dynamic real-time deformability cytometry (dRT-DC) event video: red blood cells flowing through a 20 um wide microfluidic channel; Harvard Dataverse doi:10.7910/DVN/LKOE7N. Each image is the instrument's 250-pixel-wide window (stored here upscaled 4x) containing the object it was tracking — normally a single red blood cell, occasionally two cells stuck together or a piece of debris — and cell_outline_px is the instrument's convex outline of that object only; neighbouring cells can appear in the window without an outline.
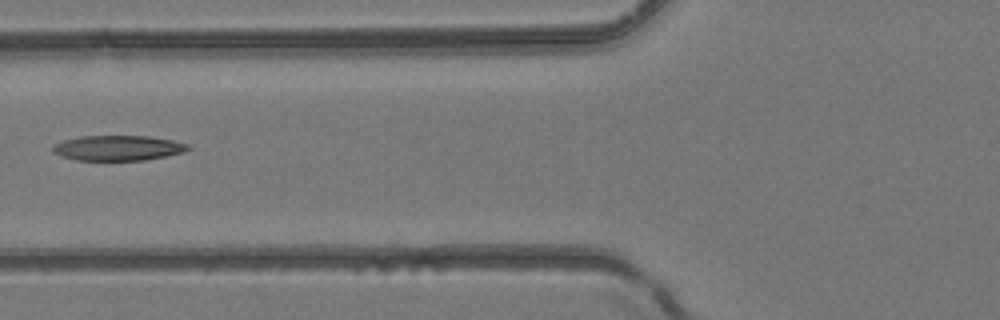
{"species": "common noctule bat (a hibernating species)", "species_latin": "Nyctalus noctula", "temperature_condition": "room temperature", "stored_images_in_passage": 3, "camera_frame_rate_fps": 3000, "um_per_image_px": 0.085, "animal": {"sex": "female", "body_mass_g": 24.6, "forearm_length_mm": 56.2}, "frame": {"image": 1, "passage_image": 3, "time_ms": 2.333, "image_size_px": [1000, 320], "cell_outline_px": [[192, 148], [184, 152], [144, 160], [76, 160], [60, 156], [52, 152], [52, 148], [56, 144], [64, 140], [80, 136], [148, 136], [172, 140], [188, 144]], "centroid_in_image_um": [10.03, 12.58], "position_along_channel_um": 115.8, "area_um2": 19.77}}